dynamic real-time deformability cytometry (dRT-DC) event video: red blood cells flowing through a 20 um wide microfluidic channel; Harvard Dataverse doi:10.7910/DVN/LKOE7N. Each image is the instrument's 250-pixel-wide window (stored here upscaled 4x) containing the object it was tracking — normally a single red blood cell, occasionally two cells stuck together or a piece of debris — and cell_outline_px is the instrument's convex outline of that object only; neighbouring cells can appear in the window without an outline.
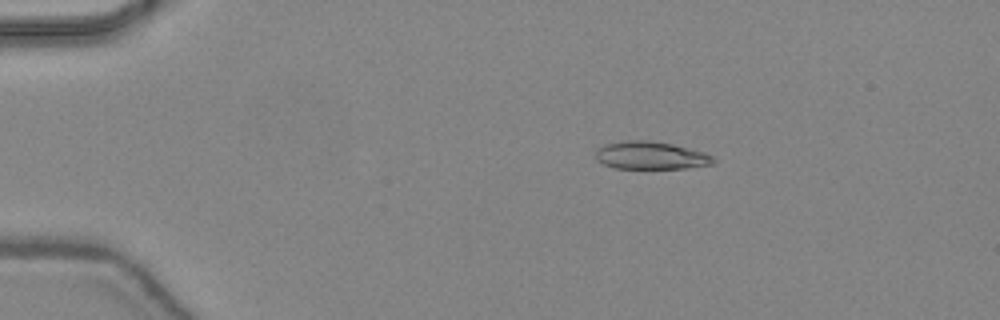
{"species": "common noctule bat (a hibernating species)", "species_latin": "Nyctalus noctula", "temperature_condition": "warm", "stored_images_in_passage": 47, "camera_frame_rate_fps": 3000, "um_per_image_px": 0.085, "animal": {"sex": "female", "body_mass_g": 24.6, "forearm_length_mm": 56.2}, "frame": {"image": 1, "passage_image": 9, "time_ms": 2.667, "image_size_px": [1000, 320], "cell_outline_px": [[716, 160], [712, 164], [684, 168], [612, 168], [596, 160], [596, 148], [604, 144], [624, 140], [648, 140], [672, 144], [704, 152], [712, 156]], "centroid_in_image_um": [55.27, 13.2], "position_along_channel_um": 29.7, "area_um2": 19.07}}
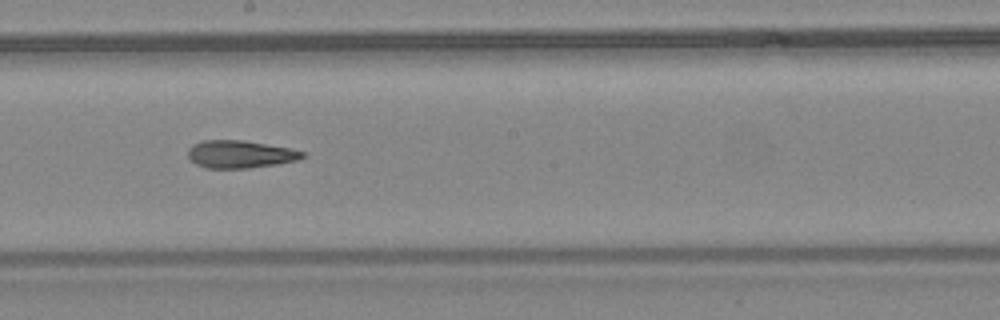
{"frame": {"image": 2, "passage_image": 27, "time_ms": 8.667, "image_size_px": [1000, 320], "cell_outline_px": [[308, 156], [296, 160], [276, 164], [248, 168], [204, 168], [188, 160], [188, 148], [192, 144], [204, 140], [244, 140], [288, 148], [304, 152]], "centroid_in_image_um": [20.36, 13.11], "position_along_channel_um": 227.8, "area_um2": 18.5}}
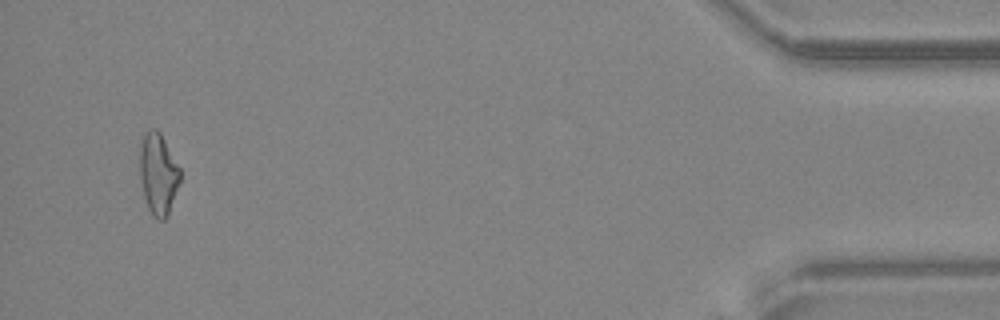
{"frame": {"image": 3, "passage_image": 45, "time_ms": 14.667, "image_size_px": [1000, 320], "cell_outline_px": [[180, 180], [168, 216], [164, 220], [156, 220], [152, 216], [148, 208], [144, 196], [140, 180], [140, 144], [144, 136], [152, 128], [156, 128], [160, 132], [180, 168]], "centroid_in_image_um": [13.45, 14.82], "position_along_channel_um": 421.8, "area_um2": 19.07}, "authors_computed_cell_mechanics": {"area_um2": 19.074, "velocity_mm_per_s": 4.4692, "shape_relaxation_time_tau1_ms": null, "shape_relaxation_time_tau2_ms": 5.3555, "deformation_change_tau1": null, "deformation_change_tau2": 0.1965}}